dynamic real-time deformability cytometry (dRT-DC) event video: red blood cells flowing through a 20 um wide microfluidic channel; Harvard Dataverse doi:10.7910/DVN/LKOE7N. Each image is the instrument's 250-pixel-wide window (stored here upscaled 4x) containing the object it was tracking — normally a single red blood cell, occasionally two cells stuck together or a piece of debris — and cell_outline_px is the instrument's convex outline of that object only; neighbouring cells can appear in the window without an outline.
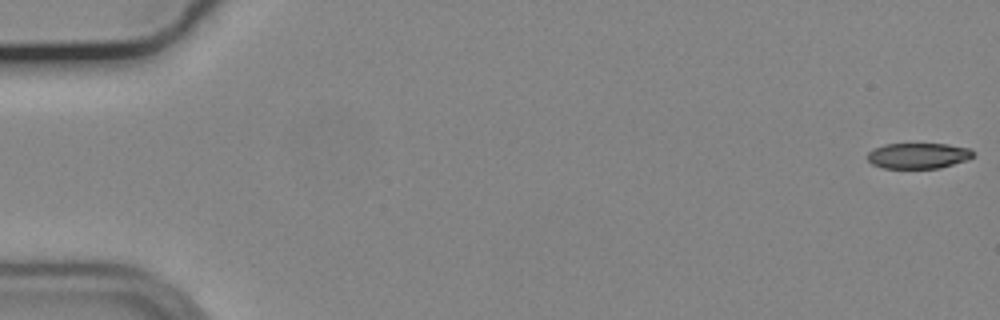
{"species": "common noctule bat (a hibernating species)", "species_latin": "Nyctalus noctula", "temperature_condition": "cold", "stored_images_in_passage": 56, "camera_frame_rate_fps": 3000, "um_per_image_px": 0.085, "animal": {"sex": "male", "body_mass_g": 19.2, "forearm_length_mm": 51.8}, "frame": {"image": 1, "passage_image": 1, "time_ms": 0.0, "image_size_px": [1000, 320], "cell_outline_px": [[972, 156], [968, 160], [940, 168], [884, 168], [872, 164], [868, 160], [868, 152], [872, 148], [884, 144], [948, 144], [972, 148]], "centroid_in_image_um": [78.05, 13.23], "position_along_channel_um": 7.0, "area_um2": 15.9}}
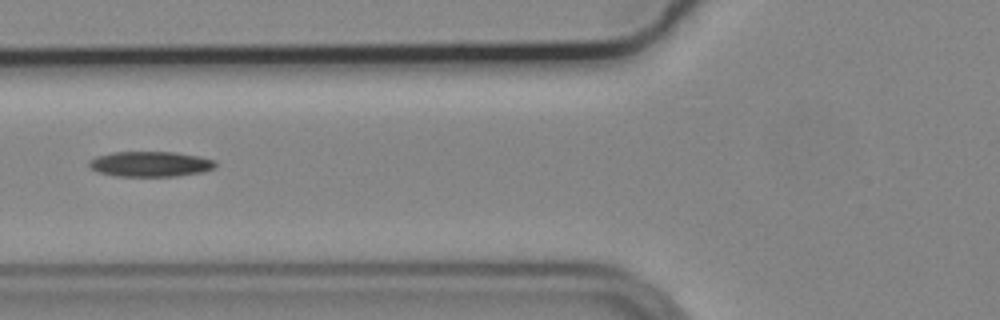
{"frame": {"image": 2, "passage_image": 22, "time_ms": 7.0, "image_size_px": [1000, 320], "cell_outline_px": [[216, 168], [204, 172], [176, 176], [116, 176], [100, 172], [92, 168], [88, 164], [88, 160], [96, 156], [112, 152], [176, 152], [200, 156], [216, 160]], "centroid_in_image_um": [12.83, 13.94], "position_along_channel_um": 113.0, "area_um2": 18.79}}
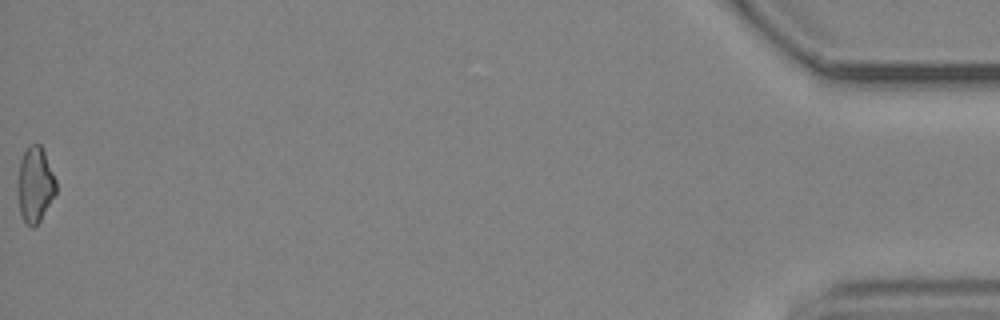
{"frame": {"image": 3, "passage_image": 56, "time_ms": 18.333, "image_size_px": [1000, 320], "cell_outline_px": [[56, 192], [40, 220], [32, 228], [24, 220], [20, 212], [16, 196], [16, 180], [20, 160], [24, 148], [28, 144], [40, 144], [44, 152], [56, 180]], "centroid_in_image_um": [2.93, 15.66], "position_along_channel_um": 432.3, "area_um2": 17.11}}